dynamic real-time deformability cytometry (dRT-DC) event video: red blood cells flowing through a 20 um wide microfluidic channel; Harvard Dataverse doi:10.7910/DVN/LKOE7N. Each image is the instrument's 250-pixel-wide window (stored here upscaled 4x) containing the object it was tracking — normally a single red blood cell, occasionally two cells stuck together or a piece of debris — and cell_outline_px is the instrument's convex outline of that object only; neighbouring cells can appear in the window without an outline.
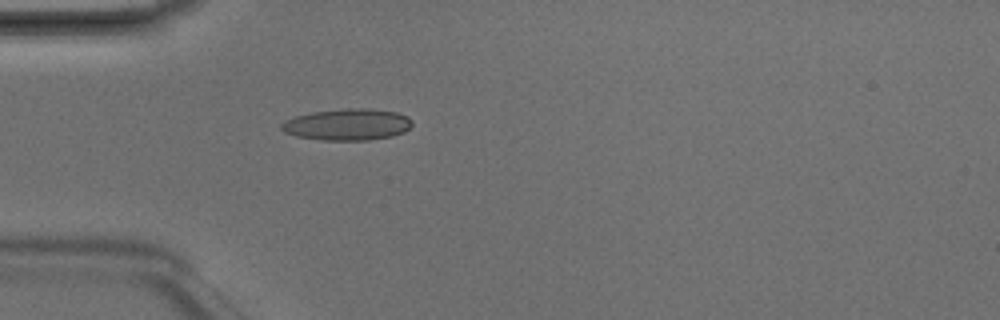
{"species": "Egyptian fruit bat (a non-hibernating species)", "species_latin": "Rousettus aegyptiacus", "temperature_condition": "room temperature", "stored_images_in_passage": 4, "camera_frame_rate_fps": 3000, "um_per_image_px": 0.085, "animal": {"sex": "male"}, "frame": {"image": 1, "passage_image": 4, "time_ms": 1.0, "image_size_px": [1000, 320], "cell_outline_px": [[412, 124], [404, 132], [392, 136], [368, 140], [324, 140], [296, 136], [284, 132], [280, 128], [280, 124], [284, 120], [296, 116], [312, 112], [348, 108], [364, 108], [396, 112], [408, 116], [412, 120]], "centroid_in_image_um": [29.52, 10.58], "position_along_channel_um": 55.5, "area_um2": 23.99}}